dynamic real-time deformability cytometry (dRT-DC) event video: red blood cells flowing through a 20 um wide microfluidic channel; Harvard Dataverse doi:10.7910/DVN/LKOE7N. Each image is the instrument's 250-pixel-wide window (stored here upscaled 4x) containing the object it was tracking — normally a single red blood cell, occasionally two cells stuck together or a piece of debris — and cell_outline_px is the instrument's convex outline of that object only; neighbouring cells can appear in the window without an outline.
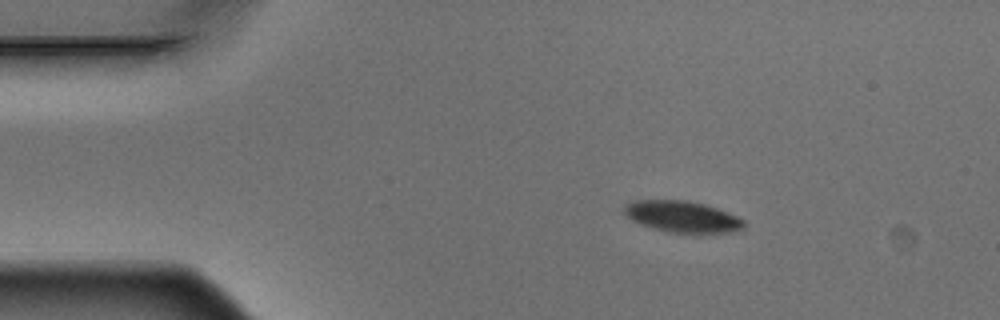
{"species": "Egyptian fruit bat (a non-hibernating species)", "species_latin": "Rousettus aegyptiacus", "temperature_condition": "warm", "stored_images_in_passage": 3, "camera_frame_rate_fps": 3000, "um_per_image_px": 0.085, "animal": {"sex": "male"}, "frame": {"image": 1, "passage_image": 1, "time_ms": 0.0, "image_size_px": [1000, 320], "cell_outline_px": [[744, 228], [728, 232], [668, 232], [640, 224], [624, 216], [624, 204], [632, 200], [684, 200], [704, 204], [716, 208], [736, 216], [744, 220]], "centroid_in_image_um": [57.92, 18.4], "position_along_channel_um": 27.1, "area_um2": 21.62}}